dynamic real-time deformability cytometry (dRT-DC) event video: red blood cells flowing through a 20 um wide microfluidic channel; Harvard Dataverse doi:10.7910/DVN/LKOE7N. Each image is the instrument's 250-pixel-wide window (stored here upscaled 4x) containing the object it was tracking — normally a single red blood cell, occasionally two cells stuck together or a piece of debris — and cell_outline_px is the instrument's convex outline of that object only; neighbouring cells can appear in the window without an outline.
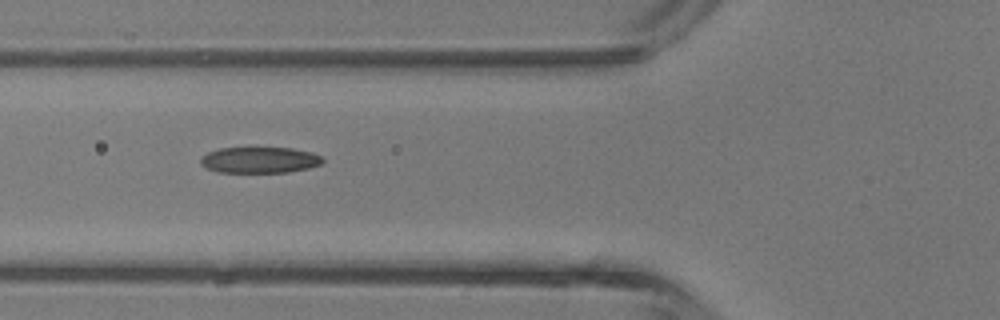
{"species": "common noctule bat (a hibernating species)", "species_latin": "Nyctalus noctula", "temperature_condition": "room temperature", "stored_images_in_passage": 6, "camera_frame_rate_fps": 3000, "um_per_image_px": 0.085, "animal": {"sex": "male", "body_mass_g": 13.3}, "frame": {"image": 1, "passage_image": 5, "time_ms": 5.0, "image_size_px": [1000, 320], "cell_outline_px": [[324, 160], [320, 164], [308, 168], [288, 172], [216, 172], [200, 164], [200, 156], [208, 152], [220, 148], [292, 148], [312, 152], [320, 156]], "centroid_in_image_um": [22.04, 13.6], "position_along_channel_um": 103.8, "area_um2": 18.5}}
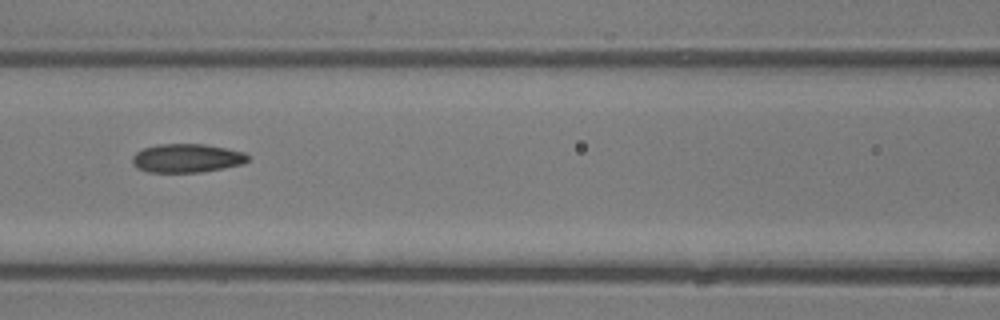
{"frame": {"image": 2, "passage_image": 6, "time_ms": 6.0, "image_size_px": [1000, 320], "cell_outline_px": [[248, 160], [244, 164], [224, 168], [200, 172], [148, 172], [136, 168], [132, 164], [132, 156], [136, 152], [144, 148], [156, 144], [204, 144], [244, 152], [248, 156]], "centroid_in_image_um": [15.85, 13.45], "position_along_channel_um": 150.7, "area_um2": 19.36}}